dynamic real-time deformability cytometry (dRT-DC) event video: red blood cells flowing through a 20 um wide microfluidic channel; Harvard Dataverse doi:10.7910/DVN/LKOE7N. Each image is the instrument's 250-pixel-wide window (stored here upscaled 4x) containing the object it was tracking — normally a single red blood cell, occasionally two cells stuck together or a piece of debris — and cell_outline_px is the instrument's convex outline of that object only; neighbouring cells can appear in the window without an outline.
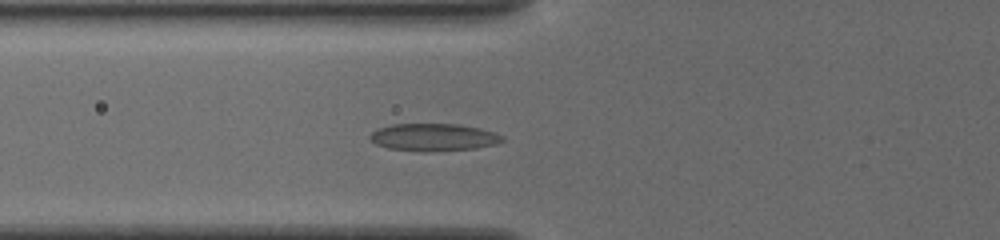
{"species": "common noctule bat (a hibernating species)", "species_latin": "Nyctalus noctula", "temperature_condition": "cold", "stored_images_in_passage": 40, "camera_frame_rate_fps": 3000, "um_per_image_px": 0.085, "animal": {"sex": "female", "body_mass_g": 19.5, "forearm_length_mm": 54.1}, "frame": {"image": 1, "passage_image": 11, "time_ms": 3.333, "image_size_px": [1000, 240], "cell_outline_px": [[504, 140], [496, 144], [476, 148], [424, 152], [388, 148], [376, 144], [368, 136], [376, 128], [392, 124], [456, 124], [480, 128], [496, 132], [504, 136]], "centroid_in_image_um": [36.86, 11.66], "position_along_channel_um": 88.9, "area_um2": 21.27}}
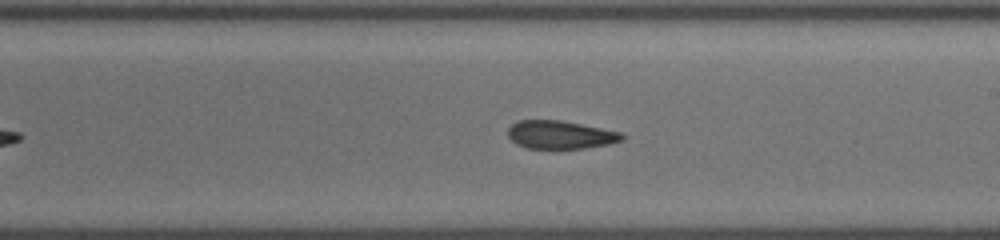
{"frame": {"image": 2, "passage_image": 23, "time_ms": 7.333, "image_size_px": [1000, 240], "cell_outline_px": [[624, 140], [608, 144], [584, 148], [524, 148], [516, 144], [508, 136], [508, 128], [512, 124], [520, 120], [560, 120], [620, 132], [624, 136]], "centroid_in_image_um": [47.6, 11.46], "position_along_channel_um": 241.4, "area_um2": 18.55}}
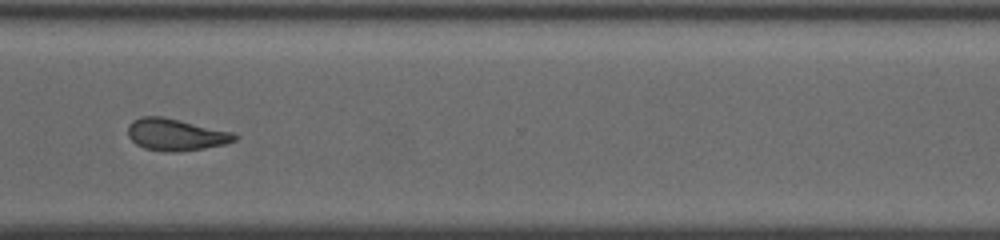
{"frame": {"image": 3, "passage_image": 32, "time_ms": 10.333, "image_size_px": [1000, 240], "cell_outline_px": [[240, 136], [236, 140], [224, 144], [204, 148], [180, 152], [164, 152], [144, 148], [136, 144], [128, 136], [128, 124], [132, 120], [140, 116], [164, 116], [232, 132]], "centroid_in_image_um": [14.92, 11.44], "position_along_channel_um": 355.7, "area_um2": 20.06}, "authors_computed_cell_mechanics": {"area_um2": 19.8543, "velocity_mm_per_s": 3.8073, "shape_relaxation_time_tau1_ms": null, "shape_relaxation_time_tau2_ms": 2.4679, "deformation_change_tau1": null, "deformation_change_tau2": 0.095}}